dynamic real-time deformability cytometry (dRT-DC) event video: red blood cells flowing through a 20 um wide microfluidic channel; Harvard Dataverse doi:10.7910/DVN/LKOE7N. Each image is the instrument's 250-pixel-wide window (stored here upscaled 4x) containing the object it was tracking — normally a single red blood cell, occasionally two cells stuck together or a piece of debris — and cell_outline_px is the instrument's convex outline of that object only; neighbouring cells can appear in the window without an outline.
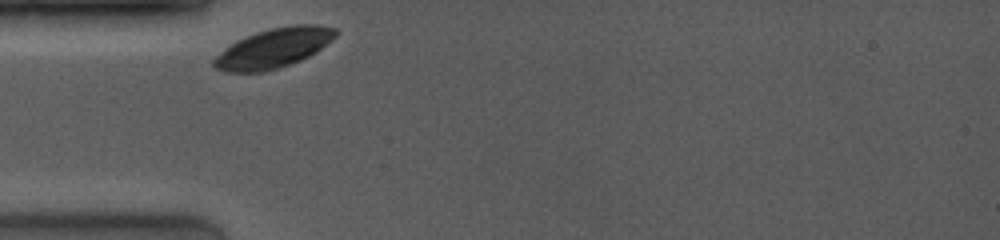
{"species": "common noctule bat (a hibernating species)", "species_latin": "Nyctalus noctula", "temperature_condition": "room temperature", "stored_images_in_passage": 17, "camera_frame_rate_fps": 4000, "um_per_image_px": 0.085, "animal": {"sex": "female", "body_mass_g": 19.0, "forearm_length_mm": 53.3}, "frame": {"image": 1, "passage_image": 1, "time_ms": 0.0, "image_size_px": [1000, 240], "cell_outline_px": [[336, 36], [332, 40], [316, 52], [300, 60], [264, 72], [224, 72], [216, 68], [212, 64], [212, 60], [216, 56], [236, 40], [256, 32], [272, 28], [292, 24], [320, 24], [336, 28]], "centroid_in_image_um": [23.27, 4.07], "position_along_channel_um": 61.7, "area_um2": 27.92}}
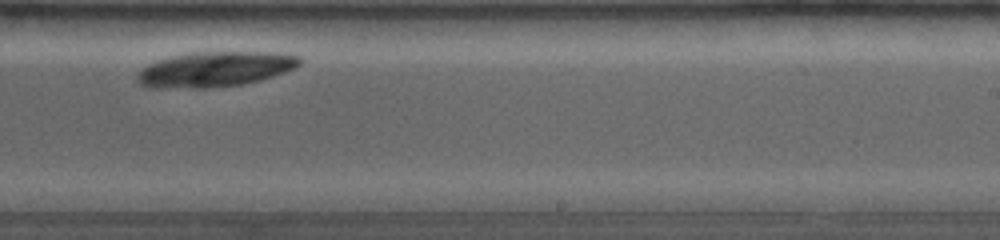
{"frame": {"image": 2, "passage_image": 11, "time_ms": 5.75, "image_size_px": [1000, 240], "cell_outline_px": [[304, 60], [296, 68], [260, 80], [244, 84], [212, 88], [152, 88], [140, 84], [136, 80], [136, 76], [148, 64], [156, 60], [172, 56], [192, 52], [276, 52], [300, 56]], "centroid_in_image_um": [18.3, 5.88], "position_along_channel_um": 270.7, "area_um2": 33.52}}
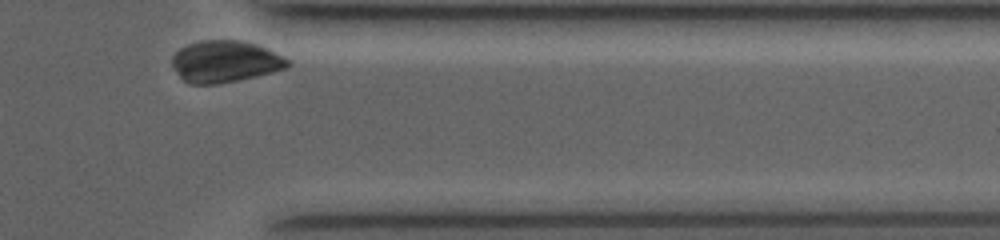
{"frame": {"image": 3, "passage_image": 17, "time_ms": 9.0, "image_size_px": [1000, 240], "cell_outline_px": [[292, 64], [284, 68], [272, 72], [256, 76], [216, 84], [192, 84], [184, 80], [180, 76], [172, 64], [172, 56], [180, 48], [188, 44], [200, 40], [240, 40], [256, 44], [288, 60]], "centroid_in_image_um": [19.09, 5.22], "position_along_channel_um": 392.3, "area_um2": 27.63}}